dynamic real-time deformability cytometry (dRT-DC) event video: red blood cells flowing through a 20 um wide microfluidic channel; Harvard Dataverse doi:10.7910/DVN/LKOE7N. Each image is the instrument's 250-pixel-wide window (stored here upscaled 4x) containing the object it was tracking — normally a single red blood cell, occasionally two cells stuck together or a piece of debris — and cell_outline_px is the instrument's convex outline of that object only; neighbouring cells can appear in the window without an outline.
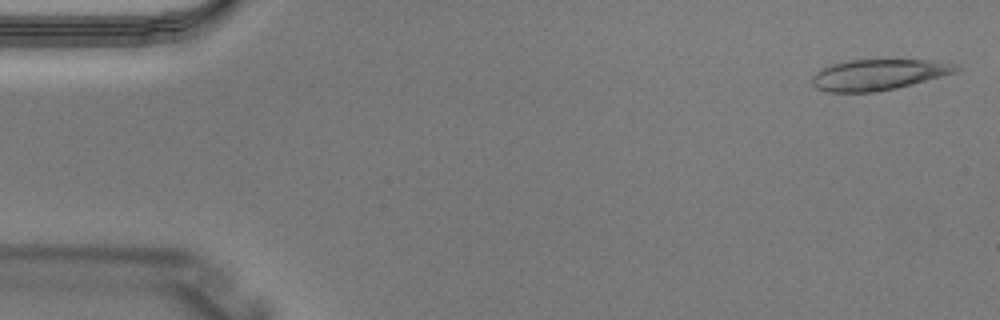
{"species": "Egyptian fruit bat (a non-hibernating species)", "species_latin": "Rousettus aegyptiacus", "temperature_condition": "warm", "stored_images_in_passage": 3, "camera_frame_rate_fps": 3000, "um_per_image_px": 0.085, "animal": {"sex": "male"}, "frame": {"image": 1, "passage_image": 1, "time_ms": 0.0, "image_size_px": [1000, 320], "cell_outline_px": [[960, 68], [956, 72], [912, 84], [896, 88], [876, 92], [828, 92], [816, 88], [812, 84], [812, 76], [816, 72], [832, 64], [848, 60], [880, 56], [892, 56], [936, 60], [960, 64]], "centroid_in_image_um": [74.74, 6.27], "position_along_channel_um": 10.3, "area_um2": 27.34}}